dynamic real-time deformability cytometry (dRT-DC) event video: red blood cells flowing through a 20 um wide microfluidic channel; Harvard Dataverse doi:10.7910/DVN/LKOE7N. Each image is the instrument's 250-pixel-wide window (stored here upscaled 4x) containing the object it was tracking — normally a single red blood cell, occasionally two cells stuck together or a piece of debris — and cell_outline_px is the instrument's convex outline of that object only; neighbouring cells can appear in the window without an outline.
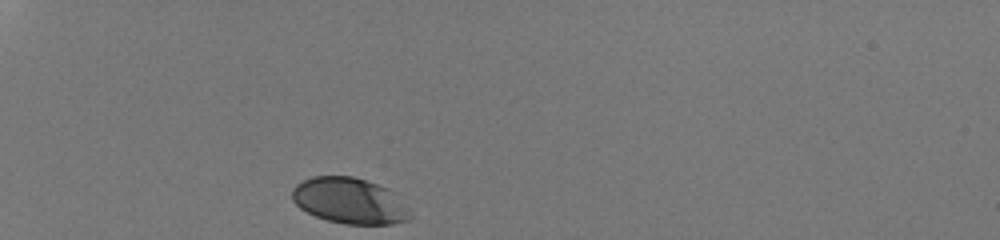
{"species": "human", "species_latin": "Homo sapiens", "temperature_condition": "room temperature", "stored_images_in_passage": 29, "camera_frame_rate_fps": 3000, "um_per_image_px": 0.085, "donor": {"sex": "male"}, "frame": {"image": 1, "passage_image": 1, "time_ms": 0.0, "image_size_px": [1000, 240], "cell_outline_px": [[412, 216], [408, 220], [392, 224], [344, 224], [328, 220], [316, 216], [300, 208], [292, 200], [292, 188], [296, 184], [312, 176], [352, 176], [388, 188], [392, 192]], "centroid_in_image_um": [29.66, 17.07], "position_along_channel_um": 55.3, "area_um2": 31.15}}
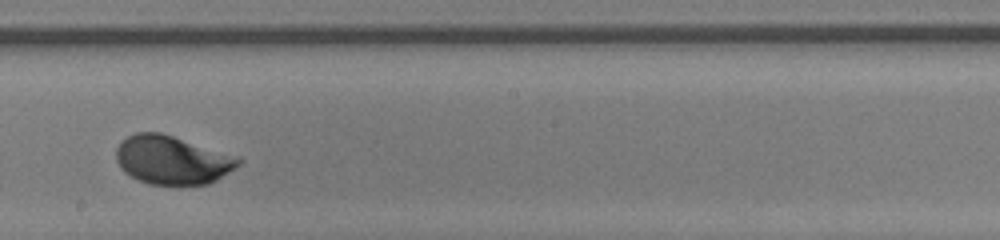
{"frame": {"image": 2, "passage_image": 17, "time_ms": 5.333, "image_size_px": [1000, 240], "cell_outline_px": [[244, 160], [236, 168], [216, 180], [208, 184], [148, 184], [124, 172], [120, 168], [116, 160], [116, 148], [128, 136], [136, 132], [160, 132], [240, 156]], "centroid_in_image_um": [14.68, 13.59], "position_along_channel_um": 233.5, "area_um2": 34.68}}
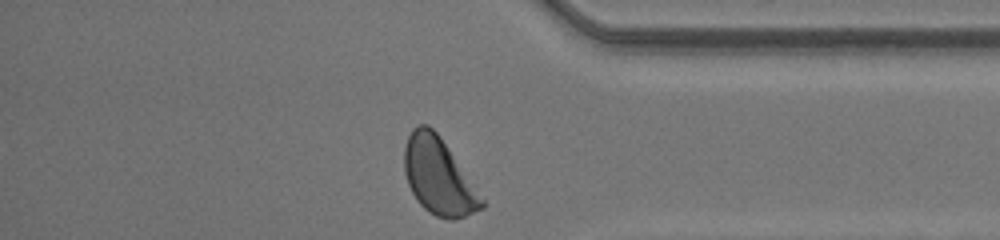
{"frame": {"image": 3, "passage_image": 29, "time_ms": 9.333, "image_size_px": [1000, 240], "cell_outline_px": [[484, 208], [464, 216], [452, 220], [448, 220], [436, 216], [428, 212], [416, 200], [408, 184], [404, 172], [404, 148], [408, 136], [412, 128], [420, 124], [428, 124], [440, 136], [484, 200]], "centroid_in_image_um": [37.25, 14.99], "position_along_channel_um": 398.0, "area_um2": 34.22}, "authors_computed_cell_mechanics": {"area_um2": 34.2176, "velocity_mm_per_s": 4.2076, "shape_relaxation_time_tau1_ms": 2.4721, "shape_relaxation_time_tau2_ms": null, "deformation_change_tau1": 0.1394, "deformation_change_tau2": null}}